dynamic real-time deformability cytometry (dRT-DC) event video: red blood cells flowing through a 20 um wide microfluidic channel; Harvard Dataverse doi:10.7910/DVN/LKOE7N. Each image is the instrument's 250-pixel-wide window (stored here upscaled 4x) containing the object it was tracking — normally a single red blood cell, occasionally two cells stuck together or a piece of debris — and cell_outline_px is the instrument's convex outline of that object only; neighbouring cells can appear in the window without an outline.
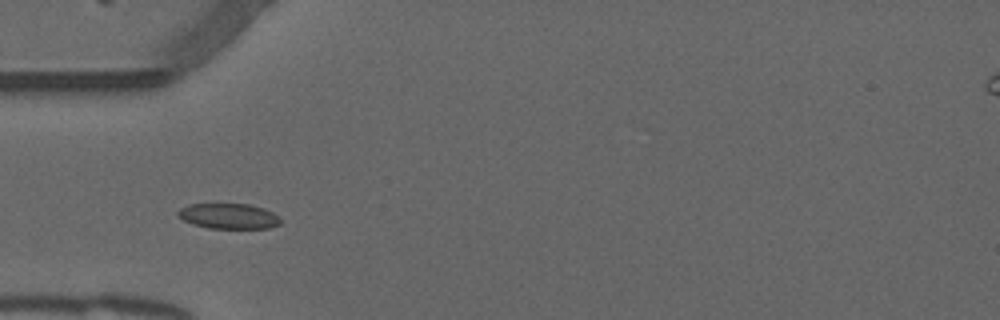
{"species": "common noctule bat (a hibernating species)", "species_latin": "Nyctalus noctula", "temperature_condition": "warm", "stored_images_in_passage": 26, "camera_frame_rate_fps": 3000, "um_per_image_px": 0.085, "animal": {"sex": "male", "forearm_length_mm": 52.5}, "frame": {"image": 1, "passage_image": 1, "time_ms": 0.0, "image_size_px": [1000, 320], "cell_outline_px": [[280, 224], [268, 228], [208, 228], [192, 224], [176, 216], [176, 212], [180, 208], [188, 204], [248, 204], [264, 208], [280, 216]], "centroid_in_image_um": [19.41, 18.37], "position_along_channel_um": 65.6, "area_um2": 15.26}}
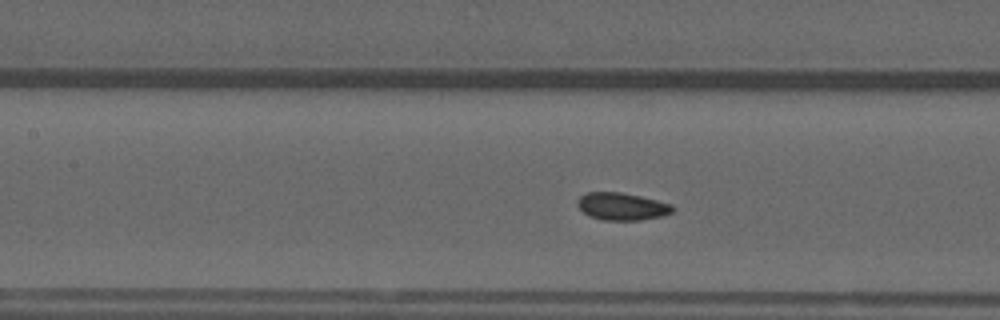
{"frame": {"image": 2, "passage_image": 8, "time_ms": 2.333, "image_size_px": [1000, 320], "cell_outline_px": [[676, 208], [672, 212], [664, 216], [640, 220], [604, 220], [588, 216], [576, 204], [576, 200], [580, 196], [588, 192], [620, 192], [640, 196], [672, 204]], "centroid_in_image_um": [52.87, 17.55], "position_along_channel_um": 154.5, "area_um2": 15.32}}
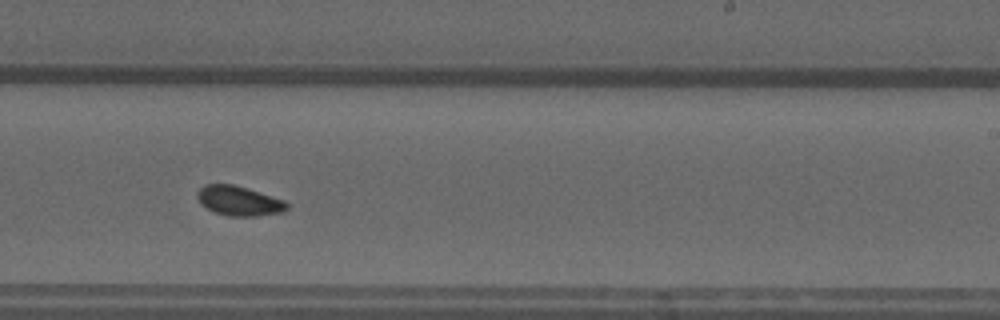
{"frame": {"image": 3, "passage_image": 17, "time_ms": 5.333, "image_size_px": [1000, 320], "cell_outline_px": [[288, 208], [284, 212], [256, 216], [228, 216], [216, 212], [200, 204], [196, 196], [196, 192], [204, 184], [232, 184], [284, 200], [288, 204]], "centroid_in_image_um": [20.29, 17.08], "position_along_channel_um": 268.7, "area_um2": 15.37}, "authors_computed_cell_mechanics": {"area_um2": 15.2014, "velocity_mm_per_s": 3.8168, "shape_relaxation_time_tau1_ms": null, "shape_relaxation_time_tau2_ms": 0.7747, "deformation_change_tau1": null, "deformation_change_tau2": 0.0515}}